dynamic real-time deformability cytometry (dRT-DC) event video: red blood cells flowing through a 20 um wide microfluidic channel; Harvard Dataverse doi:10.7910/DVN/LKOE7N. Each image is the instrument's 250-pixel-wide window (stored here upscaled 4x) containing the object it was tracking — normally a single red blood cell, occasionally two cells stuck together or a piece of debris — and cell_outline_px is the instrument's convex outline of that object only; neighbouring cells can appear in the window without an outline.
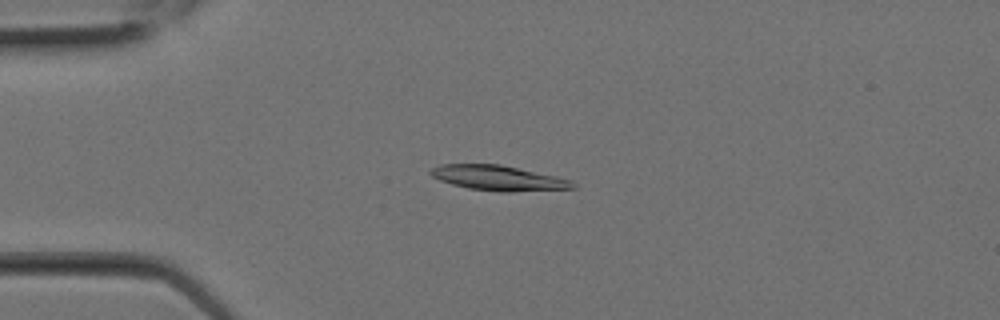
{"species": "Egyptian fruit bat (a non-hibernating species)", "species_latin": "Rousettus aegyptiacus", "temperature_condition": "room temperature", "stored_images_in_passage": 1, "camera_frame_rate_fps": 3000, "um_per_image_px": 0.085, "animal": {"sex": "female"}, "frame": {"image": 1, "passage_image": 1, "time_ms": 0.0, "image_size_px": [1000, 320], "cell_outline_px": [[576, 188], [512, 192], [500, 192], [468, 188], [452, 184], [440, 180], [432, 176], [428, 172], [432, 168], [440, 164], [500, 164], [556, 176], [572, 180], [576, 184]], "centroid_in_image_um": [42.38, 15.13], "position_along_channel_um": 42.6, "area_um2": 20.81}}